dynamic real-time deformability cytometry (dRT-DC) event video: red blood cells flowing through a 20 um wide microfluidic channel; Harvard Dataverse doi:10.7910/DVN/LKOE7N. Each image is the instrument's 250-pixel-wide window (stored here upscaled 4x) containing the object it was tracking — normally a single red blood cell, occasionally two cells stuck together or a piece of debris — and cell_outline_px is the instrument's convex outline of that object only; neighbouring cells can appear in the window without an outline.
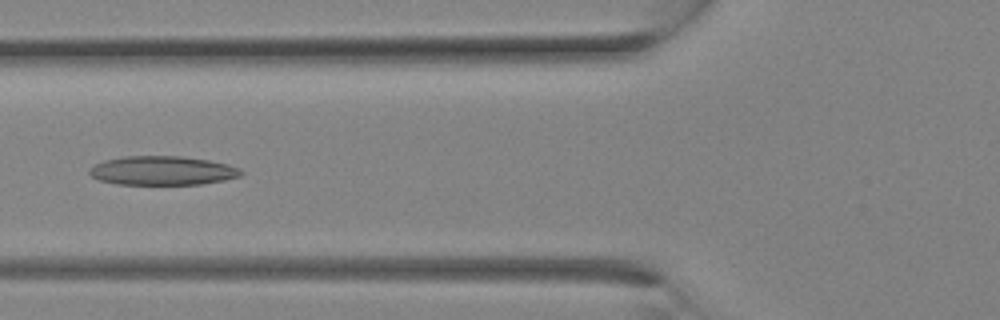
{"species": "Egyptian fruit bat (a non-hibernating species)", "species_latin": "Rousettus aegyptiacus", "temperature_condition": "room temperature", "stored_images_in_passage": 19, "camera_frame_rate_fps": 3000, "um_per_image_px": 0.085, "animal": {"sex": "female"}, "frame": {"image": 1, "passage_image": 11, "time_ms": 3.333, "image_size_px": [1000, 320], "cell_outline_px": [[244, 172], [240, 176], [224, 180], [200, 184], [116, 184], [100, 180], [92, 176], [88, 172], [88, 168], [104, 160], [124, 156], [184, 156], [208, 160], [228, 164], [240, 168]], "centroid_in_image_um": [13.81, 14.49], "position_along_channel_um": 112.0, "area_um2": 25.66}}
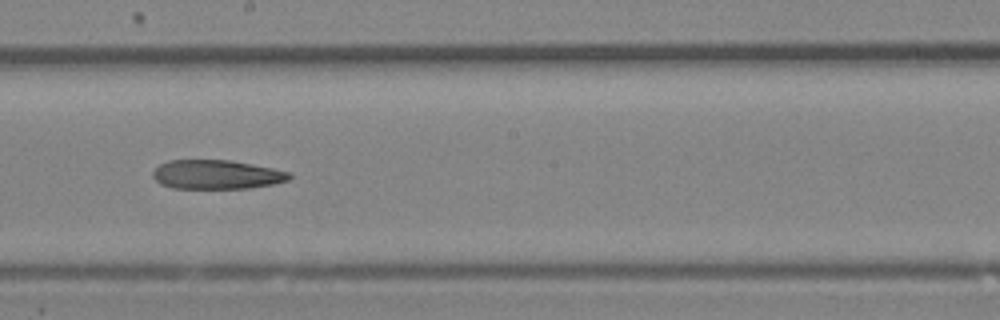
{"frame": {"image": 2, "passage_image": 16, "time_ms": 5.0, "image_size_px": [1000, 320], "cell_outline_px": [[292, 176], [288, 180], [272, 184], [248, 188], [172, 188], [160, 184], [152, 176], [152, 172], [160, 164], [168, 160], [232, 160], [292, 172]], "centroid_in_image_um": [18.41, 14.83], "position_along_channel_um": 229.8, "area_um2": 23.18}}
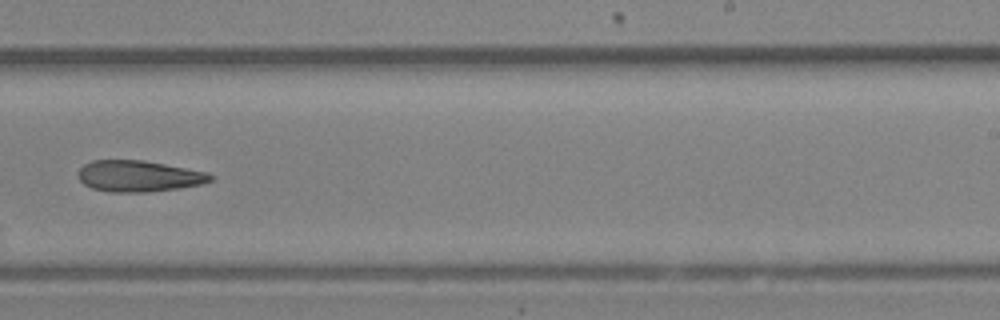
{"frame": {"image": 3, "passage_image": 18, "time_ms": 5.667, "image_size_px": [1000, 320], "cell_outline_px": [[212, 180], [200, 184], [176, 188], [148, 192], [112, 192], [92, 188], [84, 184], [76, 176], [80, 168], [84, 164], [92, 160], [144, 160], [204, 172], [212, 176]], "centroid_in_image_um": [11.71, 14.97], "position_along_channel_um": 277.3, "area_um2": 23.76}}